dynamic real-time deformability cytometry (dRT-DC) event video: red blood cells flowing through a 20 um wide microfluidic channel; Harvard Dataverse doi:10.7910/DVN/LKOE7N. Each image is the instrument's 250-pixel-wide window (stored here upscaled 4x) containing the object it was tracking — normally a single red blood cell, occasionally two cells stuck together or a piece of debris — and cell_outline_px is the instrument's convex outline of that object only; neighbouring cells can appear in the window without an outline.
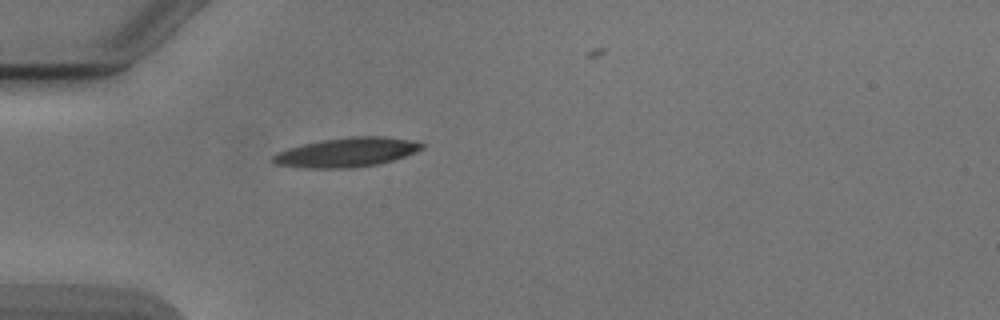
{"species": "Egyptian fruit bat (a non-hibernating species)", "species_latin": "Rousettus aegyptiacus", "temperature_condition": "cold", "stored_images_in_passage": 29, "camera_frame_rate_fps": 3000, "um_per_image_px": 0.085, "animal": {"sex": "male"}, "frame": {"image": 1, "passage_image": 1, "time_ms": 0.0, "image_size_px": [1000, 320], "cell_outline_px": [[424, 148], [416, 152], [380, 164], [352, 168], [304, 168], [272, 164], [272, 156], [288, 148], [304, 144], [324, 140], [352, 136], [384, 136], [412, 140], [424, 144]], "centroid_in_image_um": [29.49, 12.95], "position_along_channel_um": 55.5, "area_um2": 25.43}}
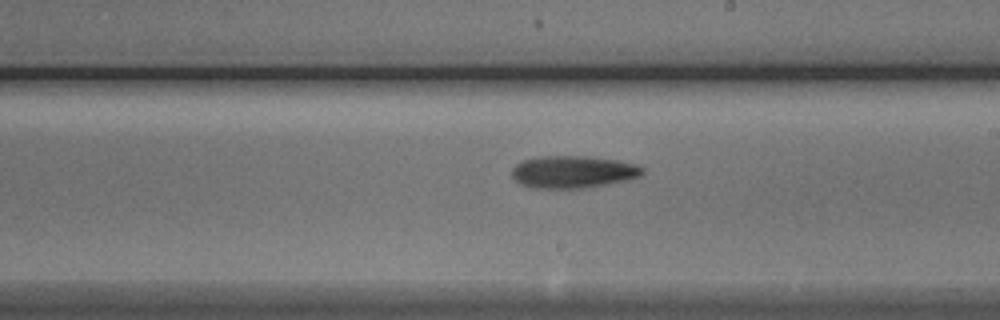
{"frame": {"image": 2, "passage_image": 16, "time_ms": 5.0, "image_size_px": [1000, 320], "cell_outline_px": [[644, 172], [640, 176], [628, 180], [608, 184], [584, 188], [532, 188], [520, 184], [512, 176], [512, 168], [516, 164], [524, 160], [540, 156], [588, 156], [616, 160], [640, 164], [644, 168]], "centroid_in_image_um": [48.74, 14.61], "position_along_channel_um": 240.3, "area_um2": 24.8}}
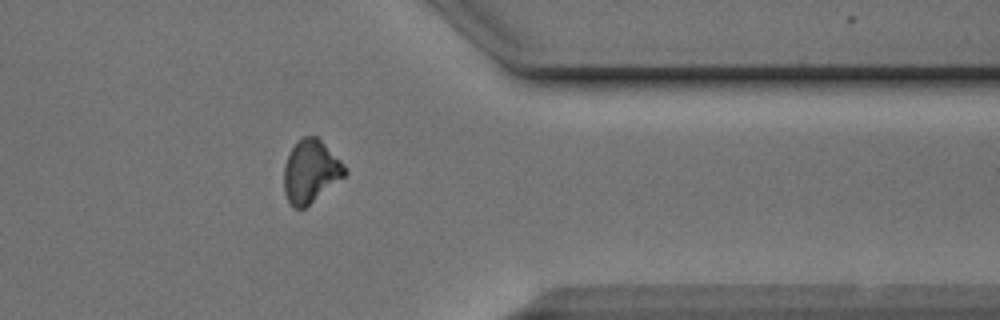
{"frame": {"image": 3, "passage_image": 28, "time_ms": 9.0, "image_size_px": [1000, 320], "cell_outline_px": [[348, 172], [344, 176], [304, 208], [292, 208], [288, 204], [284, 192], [284, 164], [292, 148], [300, 136], [316, 136], [348, 168]], "centroid_in_image_um": [26.38, 14.57], "position_along_channel_um": 385.0, "area_um2": 22.14}}